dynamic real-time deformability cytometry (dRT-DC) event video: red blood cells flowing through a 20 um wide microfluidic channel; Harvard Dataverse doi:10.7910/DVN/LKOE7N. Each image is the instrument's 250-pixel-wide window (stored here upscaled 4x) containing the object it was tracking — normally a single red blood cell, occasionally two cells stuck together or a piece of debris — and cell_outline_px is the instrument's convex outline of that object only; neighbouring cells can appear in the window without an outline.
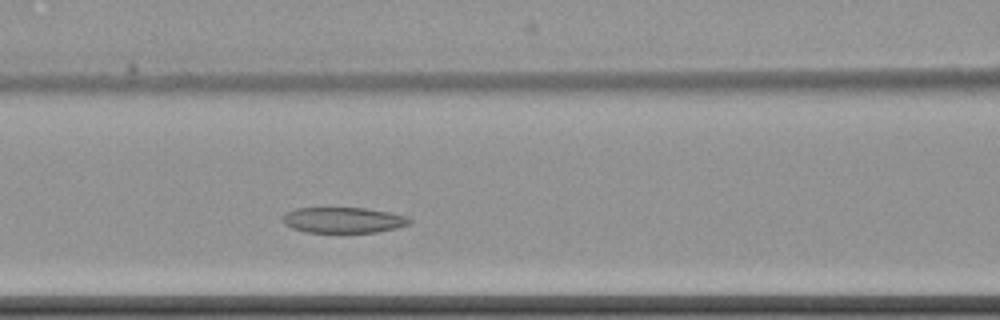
{"species": "common noctule bat (a hibernating species)", "species_latin": "Nyctalus noctula", "temperature_condition": "cold", "stored_images_in_passage": 4, "camera_frame_rate_fps": 3000, "um_per_image_px": 0.085, "animal": {"sex": "female", "body_mass_g": 22.7, "forearm_length_mm": 54.2}, "frame": {"image": 1, "passage_image": 4, "time_ms": 3.333, "image_size_px": [1000, 320], "cell_outline_px": [[412, 220], [408, 224], [396, 228], [376, 232], [304, 232], [292, 228], [284, 224], [284, 216], [288, 212], [296, 208], [368, 208], [408, 216]], "centroid_in_image_um": [29.21, 18.7], "position_along_channel_um": 137.4, "area_um2": 18.84}}